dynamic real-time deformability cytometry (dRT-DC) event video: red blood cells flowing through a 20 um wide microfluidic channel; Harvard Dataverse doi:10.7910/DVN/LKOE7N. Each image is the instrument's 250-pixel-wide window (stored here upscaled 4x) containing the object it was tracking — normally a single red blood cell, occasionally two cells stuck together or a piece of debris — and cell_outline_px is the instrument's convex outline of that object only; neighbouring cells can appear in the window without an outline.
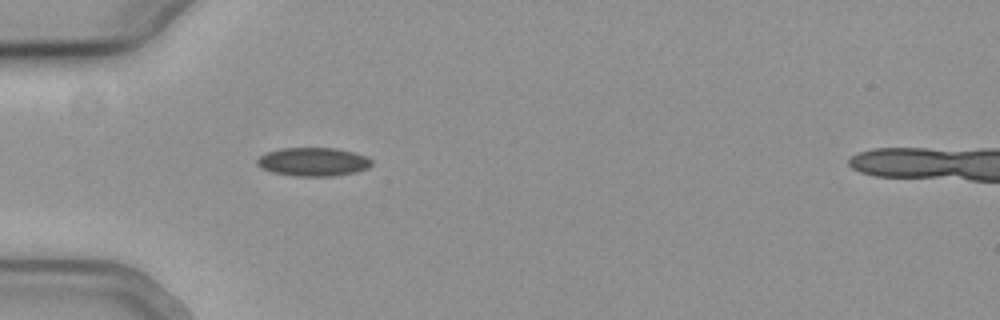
{"species": "common noctule bat (a hibernating species)", "species_latin": "Nyctalus noctula", "temperature_condition": "cold", "stored_images_in_passage": 14, "camera_frame_rate_fps": 3000, "um_per_image_px": 0.085, "animal": {"sex": "female", "body_mass_g": 19.3, "forearm_length_mm": 54.1}, "frame": {"image": 1, "passage_image": 7, "time_ms": 2.0, "image_size_px": [1000, 320], "cell_outline_px": [[372, 164], [368, 168], [356, 172], [332, 176], [292, 176], [272, 172], [260, 168], [256, 164], [256, 160], [260, 156], [268, 152], [280, 148], [336, 148], [368, 156], [372, 160]], "centroid_in_image_um": [26.62, 13.76], "position_along_channel_um": 58.4, "area_um2": 19.19}}
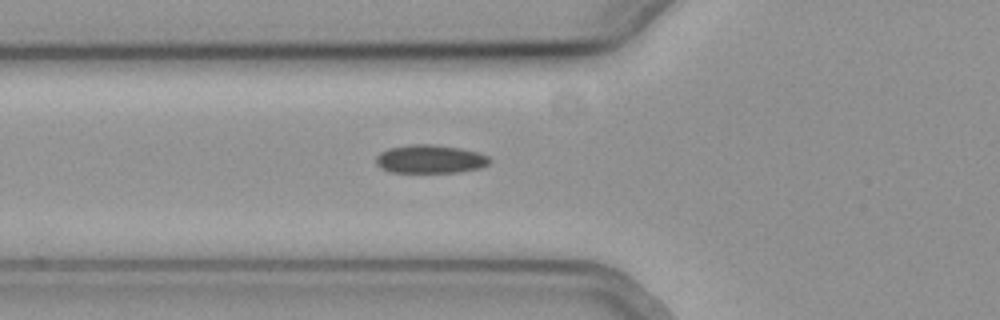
{"frame": {"image": 2, "passage_image": 10, "time_ms": 3.0, "image_size_px": [1000, 320], "cell_outline_px": [[492, 160], [488, 164], [480, 168], [456, 172], [388, 172], [380, 168], [376, 164], [376, 156], [380, 152], [388, 148], [412, 144], [432, 144], [460, 148], [476, 152], [488, 156]], "centroid_in_image_um": [36.53, 13.52], "position_along_channel_um": 89.3, "area_um2": 18.84}}